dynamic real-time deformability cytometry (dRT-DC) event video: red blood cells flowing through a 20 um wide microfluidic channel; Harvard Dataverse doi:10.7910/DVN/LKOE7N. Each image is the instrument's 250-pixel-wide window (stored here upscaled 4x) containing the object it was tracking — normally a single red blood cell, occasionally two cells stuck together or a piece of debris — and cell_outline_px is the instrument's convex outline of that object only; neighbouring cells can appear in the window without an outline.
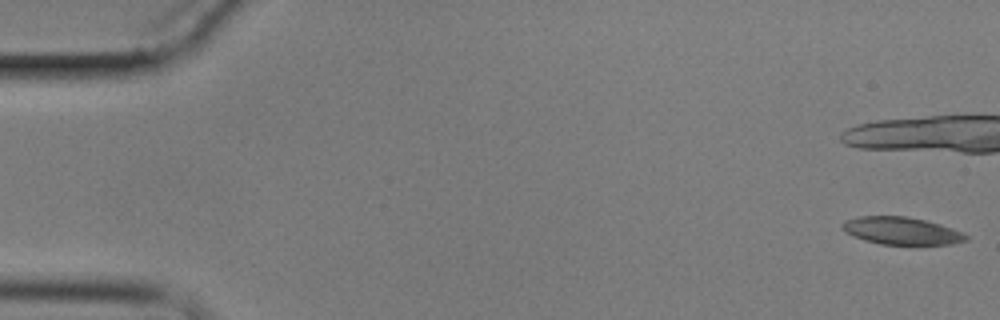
{"species": "common noctule bat (a hibernating species)", "species_latin": "Nyctalus noctula", "temperature_condition": "cold", "stored_images_in_passage": 10, "camera_frame_rate_fps": 3000, "um_per_image_px": 0.085, "animal": {"sex": "male", "body_mass_g": 17.9}, "frame": {"image": 1, "passage_image": 1, "time_ms": 0.0, "image_size_px": [1000, 320], "cell_outline_px": [[968, 240], [952, 244], [912, 248], [880, 244], [864, 240], [852, 236], [844, 232], [840, 228], [840, 224], [844, 220], [860, 216], [904, 216], [924, 220], [940, 224], [964, 232], [968, 236]], "centroid_in_image_um": [76.65, 19.68], "position_along_channel_um": 8.4, "area_um2": 20.98}}
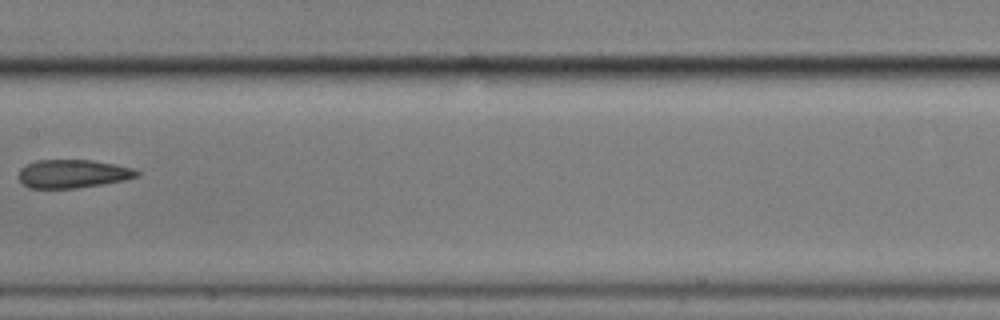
{"frame": {"image": 2, "passage_image": 10, "time_ms": 11.0, "image_size_px": [1000, 320], "cell_outline_px": [[140, 176], [128, 180], [104, 184], [76, 188], [28, 188], [16, 176], [20, 168], [36, 160], [92, 160], [116, 164], [136, 168], [140, 172]], "centroid_in_image_um": [6.24, 14.77], "position_along_channel_um": 201.2, "area_um2": 19.94}}